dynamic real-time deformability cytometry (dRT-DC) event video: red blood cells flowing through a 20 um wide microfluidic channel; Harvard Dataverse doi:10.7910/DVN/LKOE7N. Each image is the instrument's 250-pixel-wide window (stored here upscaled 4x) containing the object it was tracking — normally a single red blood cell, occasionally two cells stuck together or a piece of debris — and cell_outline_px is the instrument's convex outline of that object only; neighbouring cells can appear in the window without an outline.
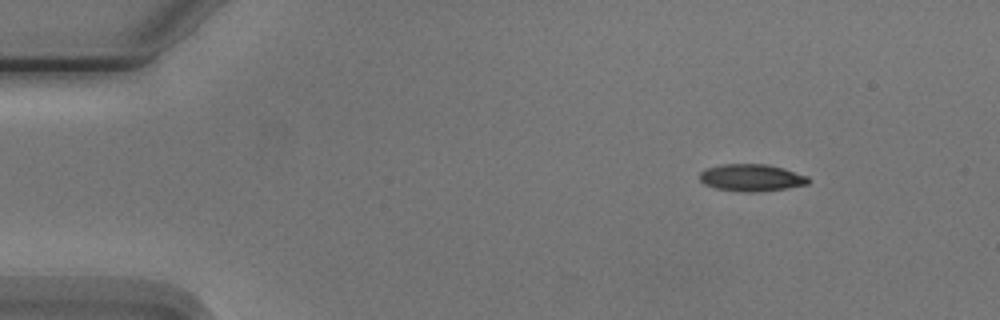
{"species": "Egyptian fruit bat (a non-hibernating species)", "species_latin": "Rousettus aegyptiacus", "temperature_condition": "cold", "stored_images_in_passage": 6, "camera_frame_rate_fps": 3000, "um_per_image_px": 0.085, "animal": {"sex": "male"}, "frame": {"image": 1, "passage_image": 1, "time_ms": 0.0, "image_size_px": [1000, 320], "cell_outline_px": [[808, 184], [788, 188], [752, 192], [744, 192], [716, 188], [704, 184], [700, 180], [700, 172], [704, 168], [720, 164], [768, 164], [808, 176]], "centroid_in_image_um": [63.83, 15.09], "position_along_channel_um": 21.2, "area_um2": 17.11}}
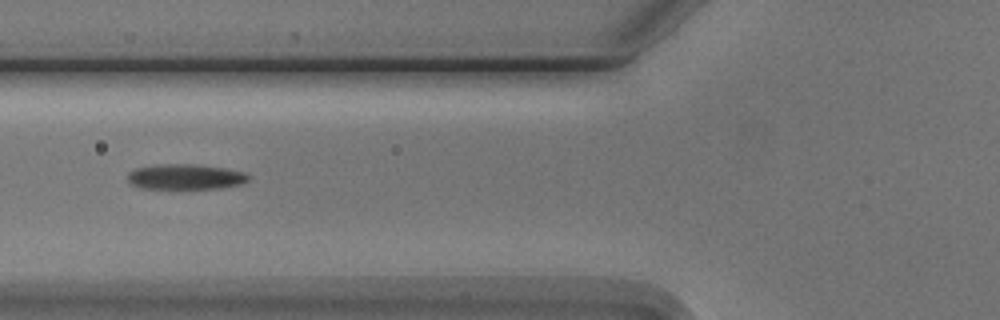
{"frame": {"image": 2, "passage_image": 5, "time_ms": 4.667, "image_size_px": [1000, 320], "cell_outline_px": [[248, 180], [240, 184], [220, 188], [140, 188], [128, 184], [128, 172], [136, 168], [156, 164], [196, 164], [224, 168], [244, 172], [248, 176]], "centroid_in_image_um": [15.7, 15.02], "position_along_channel_um": 110.1, "area_um2": 17.8}}
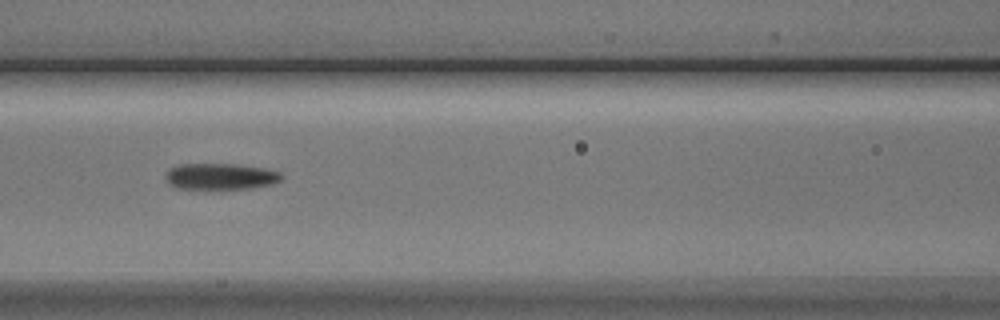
{"frame": {"image": 3, "passage_image": 6, "time_ms": 5.667, "image_size_px": [1000, 320], "cell_outline_px": [[284, 176], [280, 180], [272, 184], [252, 188], [176, 188], [168, 184], [164, 176], [172, 168], [180, 164], [236, 164], [264, 168], [280, 172]], "centroid_in_image_um": [18.76, 14.99], "position_along_channel_um": 147.8, "area_um2": 17.57}}